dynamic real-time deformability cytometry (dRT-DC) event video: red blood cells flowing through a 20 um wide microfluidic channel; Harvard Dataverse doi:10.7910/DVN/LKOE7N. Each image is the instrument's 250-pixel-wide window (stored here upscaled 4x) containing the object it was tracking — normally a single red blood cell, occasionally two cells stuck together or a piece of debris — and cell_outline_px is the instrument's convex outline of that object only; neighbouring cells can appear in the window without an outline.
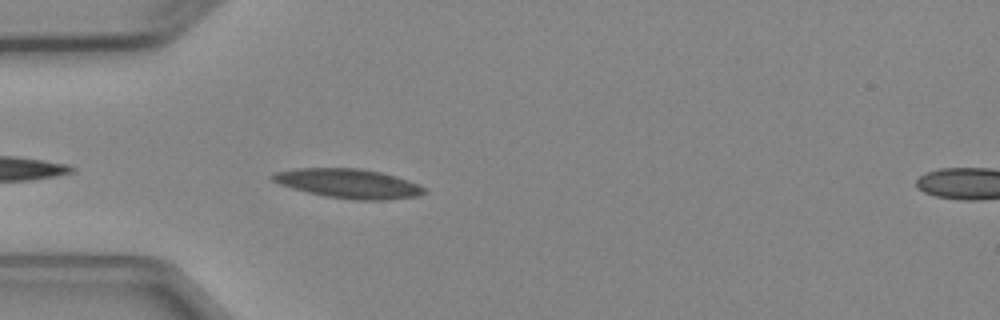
{"species": "Egyptian fruit bat (a non-hibernating species)", "species_latin": "Rousettus aegyptiacus", "temperature_condition": "cold", "stored_images_in_passage": 5, "segment_of_instrument_passage": [1, 2], "camera_frame_rate_fps": 3000, "um_per_image_px": 0.085, "animal": {"sex": "female"}, "frame": {"image": 1, "passage_image": 4, "time_ms": 3.333, "image_size_px": [1000, 320], "cell_outline_px": [[428, 192], [420, 196], [388, 200], [356, 200], [324, 196], [292, 188], [280, 184], [272, 180], [268, 176], [272, 172], [296, 168], [360, 168], [380, 172], [396, 176], [408, 180], [424, 188]], "centroid_in_image_um": [29.61, 15.6], "position_along_channel_um": 55.4, "area_um2": 26.13}}